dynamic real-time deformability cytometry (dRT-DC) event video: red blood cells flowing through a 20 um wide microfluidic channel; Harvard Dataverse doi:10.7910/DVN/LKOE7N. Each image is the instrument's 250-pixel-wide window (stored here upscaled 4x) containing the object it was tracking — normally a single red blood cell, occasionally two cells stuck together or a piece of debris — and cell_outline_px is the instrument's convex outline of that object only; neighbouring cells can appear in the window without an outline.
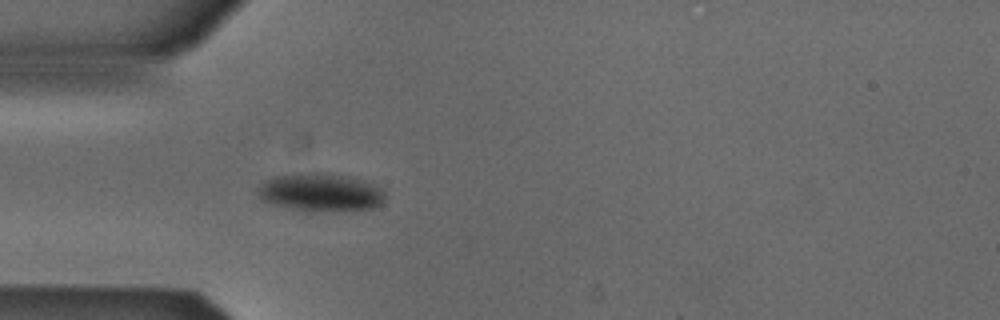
{"species": "Egyptian fruit bat (a non-hibernating species)", "species_latin": "Rousettus aegyptiacus", "temperature_condition": "cold", "stored_images_in_passage": 24, "camera_frame_rate_fps": 3000, "um_per_image_px": 0.085, "animal": {"sex": "male"}, "frame": {"image": 1, "passage_image": 5, "time_ms": 1.333, "image_size_px": [1000, 320], "cell_outline_px": [[384, 200], [380, 204], [372, 208], [352, 212], [304, 212], [272, 204], [260, 200], [256, 192], [260, 184], [264, 180], [276, 176], [316, 172], [324, 172], [348, 176], [364, 180], [384, 188]], "centroid_in_image_um": [27.26, 16.38], "position_along_channel_um": 57.7, "area_um2": 29.19}}
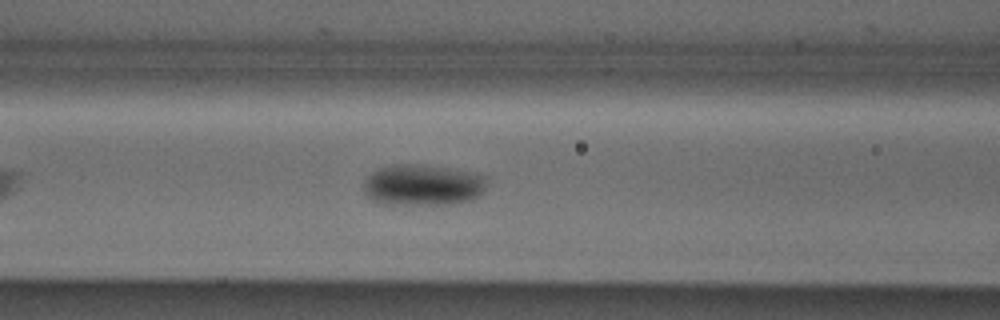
{"frame": {"image": 2, "passage_image": 11, "time_ms": 3.333, "image_size_px": [1000, 320], "cell_outline_px": [[488, 176], [484, 192], [480, 196], [472, 200], [452, 204], [384, 204], [364, 196], [364, 180], [376, 168], [392, 164], [420, 164], [456, 168]], "centroid_in_image_um": [35.96, 15.71], "position_along_channel_um": 130.6, "area_um2": 30.29}}
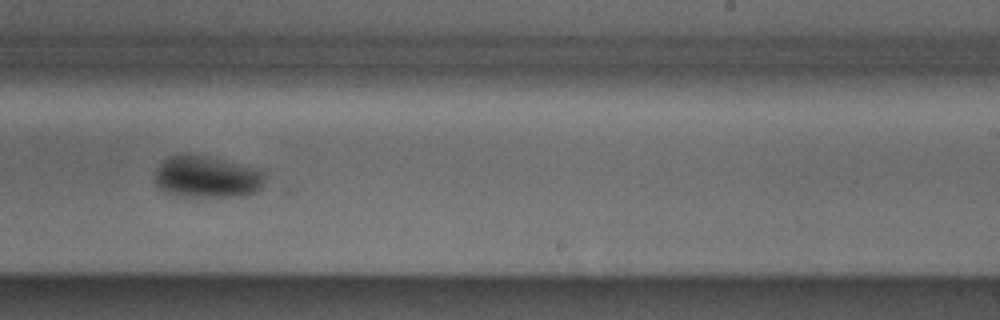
{"frame": {"image": 3, "passage_image": 22, "time_ms": 7.0, "image_size_px": [1000, 320], "cell_outline_px": [[268, 176], [264, 188], [256, 192], [244, 196], [184, 196], [164, 192], [152, 180], [156, 168], [168, 156], [204, 156], [264, 168], [268, 172]], "centroid_in_image_um": [17.71, 15.05], "position_along_channel_um": 271.3, "area_um2": 27.4}}